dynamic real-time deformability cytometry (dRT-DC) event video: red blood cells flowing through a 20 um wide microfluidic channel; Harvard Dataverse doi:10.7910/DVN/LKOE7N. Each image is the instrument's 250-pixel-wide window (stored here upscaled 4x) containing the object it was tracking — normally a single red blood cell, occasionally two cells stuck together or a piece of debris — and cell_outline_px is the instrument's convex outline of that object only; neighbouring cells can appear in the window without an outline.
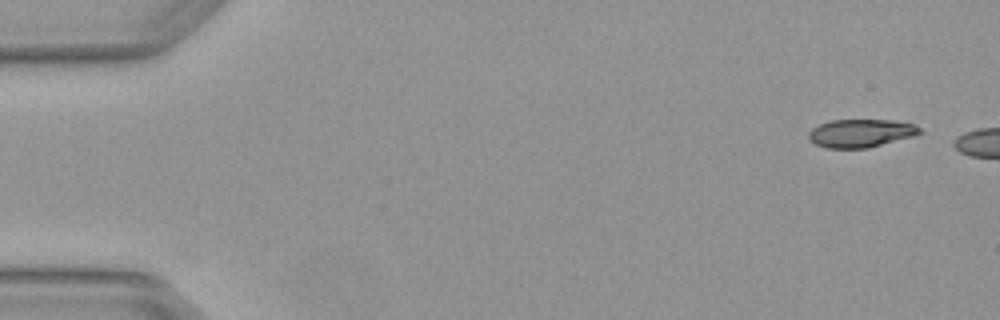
{"species": "Egyptian fruit bat (a non-hibernating species)", "species_latin": "Rousettus aegyptiacus", "temperature_condition": "warm", "stored_images_in_passage": 7, "camera_frame_rate_fps": 3000, "um_per_image_px": 0.085, "animal": {"sex": "female"}, "frame": {"image": 1, "passage_image": 1, "time_ms": 0.0, "image_size_px": [1000, 320], "cell_outline_px": [[924, 132], [916, 136], [868, 148], [824, 148], [816, 144], [808, 136], [808, 132], [812, 128], [820, 124], [832, 120], [892, 120], [916, 124]], "centroid_in_image_um": [73.23, 11.32], "position_along_channel_um": 11.8, "area_um2": 18.38}}